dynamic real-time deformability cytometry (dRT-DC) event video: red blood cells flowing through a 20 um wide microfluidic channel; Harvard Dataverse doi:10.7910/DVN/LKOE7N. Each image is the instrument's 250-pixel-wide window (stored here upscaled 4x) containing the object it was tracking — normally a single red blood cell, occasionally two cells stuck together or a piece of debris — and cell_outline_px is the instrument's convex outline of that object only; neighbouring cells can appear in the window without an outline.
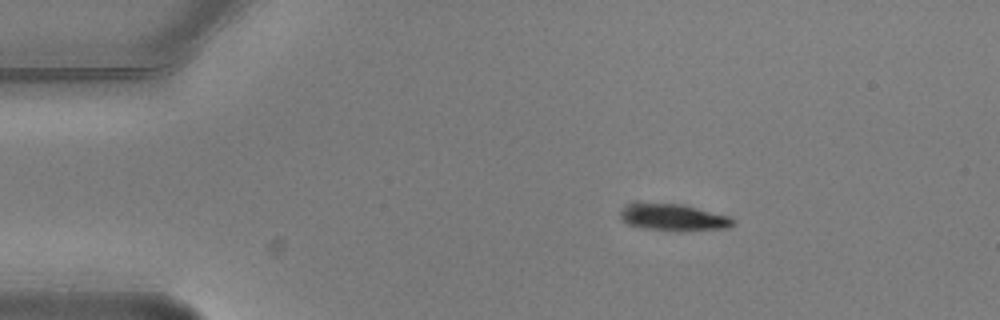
{"species": "common noctule bat (a hibernating species)", "species_latin": "Nyctalus noctula", "temperature_condition": "warm", "stored_images_in_passage": 6, "camera_frame_rate_fps": 3000, "um_per_image_px": 0.085, "animal": {"sex": "male", "body_mass_g": 20.5, "forearm_length_mm": 52.5}, "frame": {"image": 1, "passage_image": 1, "time_ms": 0.0, "image_size_px": [1000, 320], "cell_outline_px": [[736, 220], [728, 228], [680, 232], [676, 232], [640, 228], [624, 220], [620, 216], [620, 212], [628, 204], [636, 200], [680, 204], [732, 216]], "centroid_in_image_um": [57.24, 18.46], "position_along_channel_um": 27.8, "area_um2": 18.32}}
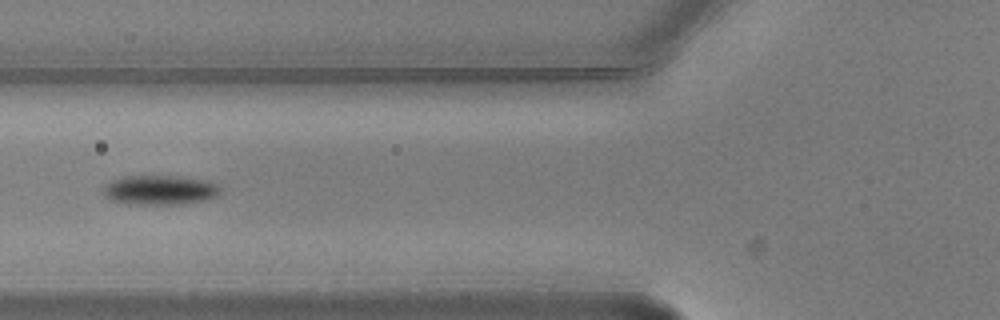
{"frame": {"image": 2, "passage_image": 4, "time_ms": 1.0, "image_size_px": [1000, 320], "cell_outline_px": [[220, 196], [204, 200], [184, 204], [128, 204], [112, 200], [104, 196], [104, 184], [120, 176], [172, 176], [200, 180], [216, 184], [220, 188]], "centroid_in_image_um": [13.55, 16.16], "position_along_channel_um": 112.3, "area_um2": 20.06}}
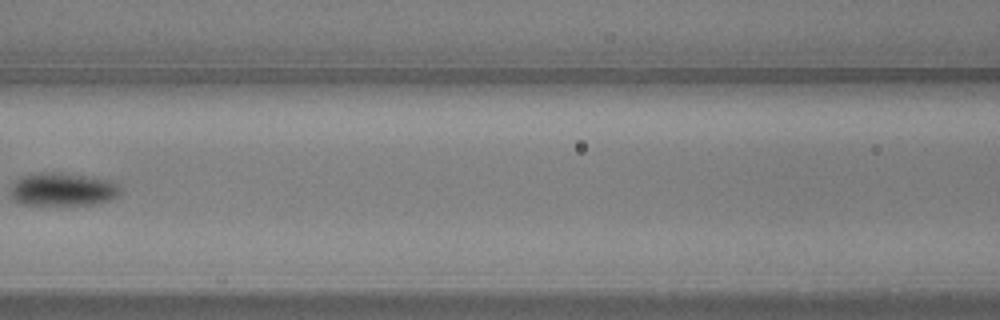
{"frame": {"image": 3, "passage_image": 5, "time_ms": 1.333, "image_size_px": [1000, 320], "cell_outline_px": [[120, 196], [96, 204], [20, 204], [12, 196], [12, 188], [16, 180], [20, 176], [44, 172], [52, 172], [92, 176], [108, 180], [116, 184], [120, 188]], "centroid_in_image_um": [5.37, 16.08], "position_along_channel_um": 161.2, "area_um2": 20.92}}